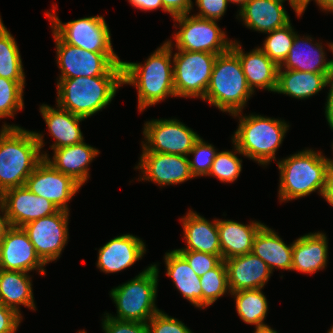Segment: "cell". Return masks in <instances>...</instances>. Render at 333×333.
<instances>
[{
    "label": "cell",
    "mask_w": 333,
    "mask_h": 333,
    "mask_svg": "<svg viewBox=\"0 0 333 333\" xmlns=\"http://www.w3.org/2000/svg\"><path fill=\"white\" fill-rule=\"evenodd\" d=\"M51 20L53 32L65 43L89 52L114 53L109 28L103 16L84 17L62 23L58 16L46 12Z\"/></svg>",
    "instance_id": "10"
},
{
    "label": "cell",
    "mask_w": 333,
    "mask_h": 333,
    "mask_svg": "<svg viewBox=\"0 0 333 333\" xmlns=\"http://www.w3.org/2000/svg\"><path fill=\"white\" fill-rule=\"evenodd\" d=\"M227 4V0H196V5L200 9L196 17L218 20L224 15Z\"/></svg>",
    "instance_id": "42"
},
{
    "label": "cell",
    "mask_w": 333,
    "mask_h": 333,
    "mask_svg": "<svg viewBox=\"0 0 333 333\" xmlns=\"http://www.w3.org/2000/svg\"><path fill=\"white\" fill-rule=\"evenodd\" d=\"M179 22L180 31L175 34L176 48L192 52L222 54L231 48L232 41L217 26L216 20H209L189 14L173 17Z\"/></svg>",
    "instance_id": "11"
},
{
    "label": "cell",
    "mask_w": 333,
    "mask_h": 333,
    "mask_svg": "<svg viewBox=\"0 0 333 333\" xmlns=\"http://www.w3.org/2000/svg\"><path fill=\"white\" fill-rule=\"evenodd\" d=\"M178 252L186 259L189 266L199 277L214 269L223 261L221 255H213L199 251Z\"/></svg>",
    "instance_id": "39"
},
{
    "label": "cell",
    "mask_w": 333,
    "mask_h": 333,
    "mask_svg": "<svg viewBox=\"0 0 333 333\" xmlns=\"http://www.w3.org/2000/svg\"><path fill=\"white\" fill-rule=\"evenodd\" d=\"M59 79L95 76H123L122 61L116 53L89 52L63 42L54 32Z\"/></svg>",
    "instance_id": "8"
},
{
    "label": "cell",
    "mask_w": 333,
    "mask_h": 333,
    "mask_svg": "<svg viewBox=\"0 0 333 333\" xmlns=\"http://www.w3.org/2000/svg\"><path fill=\"white\" fill-rule=\"evenodd\" d=\"M285 0H248L239 15L250 29L269 33L290 23L283 7Z\"/></svg>",
    "instance_id": "21"
},
{
    "label": "cell",
    "mask_w": 333,
    "mask_h": 333,
    "mask_svg": "<svg viewBox=\"0 0 333 333\" xmlns=\"http://www.w3.org/2000/svg\"><path fill=\"white\" fill-rule=\"evenodd\" d=\"M147 323L149 333H192L181 321L157 312Z\"/></svg>",
    "instance_id": "40"
},
{
    "label": "cell",
    "mask_w": 333,
    "mask_h": 333,
    "mask_svg": "<svg viewBox=\"0 0 333 333\" xmlns=\"http://www.w3.org/2000/svg\"><path fill=\"white\" fill-rule=\"evenodd\" d=\"M255 333H277V331L271 329L267 325H264V326L256 327Z\"/></svg>",
    "instance_id": "51"
},
{
    "label": "cell",
    "mask_w": 333,
    "mask_h": 333,
    "mask_svg": "<svg viewBox=\"0 0 333 333\" xmlns=\"http://www.w3.org/2000/svg\"><path fill=\"white\" fill-rule=\"evenodd\" d=\"M21 271L0 269V302L19 312V304L36 309L32 293L31 278Z\"/></svg>",
    "instance_id": "31"
},
{
    "label": "cell",
    "mask_w": 333,
    "mask_h": 333,
    "mask_svg": "<svg viewBox=\"0 0 333 333\" xmlns=\"http://www.w3.org/2000/svg\"><path fill=\"white\" fill-rule=\"evenodd\" d=\"M21 317V314L0 302V333H15Z\"/></svg>",
    "instance_id": "43"
},
{
    "label": "cell",
    "mask_w": 333,
    "mask_h": 333,
    "mask_svg": "<svg viewBox=\"0 0 333 333\" xmlns=\"http://www.w3.org/2000/svg\"><path fill=\"white\" fill-rule=\"evenodd\" d=\"M129 2L141 10H155L161 7L163 9L162 0H129Z\"/></svg>",
    "instance_id": "45"
},
{
    "label": "cell",
    "mask_w": 333,
    "mask_h": 333,
    "mask_svg": "<svg viewBox=\"0 0 333 333\" xmlns=\"http://www.w3.org/2000/svg\"><path fill=\"white\" fill-rule=\"evenodd\" d=\"M228 1L232 2V3L240 4L241 5L240 9H241L248 0H227V2Z\"/></svg>",
    "instance_id": "52"
},
{
    "label": "cell",
    "mask_w": 333,
    "mask_h": 333,
    "mask_svg": "<svg viewBox=\"0 0 333 333\" xmlns=\"http://www.w3.org/2000/svg\"><path fill=\"white\" fill-rule=\"evenodd\" d=\"M57 107L88 118L107 106L123 76H95L59 79Z\"/></svg>",
    "instance_id": "3"
},
{
    "label": "cell",
    "mask_w": 333,
    "mask_h": 333,
    "mask_svg": "<svg viewBox=\"0 0 333 333\" xmlns=\"http://www.w3.org/2000/svg\"><path fill=\"white\" fill-rule=\"evenodd\" d=\"M145 251L139 238L130 234L117 236L99 249L97 266L103 272L116 273L141 259Z\"/></svg>",
    "instance_id": "19"
},
{
    "label": "cell",
    "mask_w": 333,
    "mask_h": 333,
    "mask_svg": "<svg viewBox=\"0 0 333 333\" xmlns=\"http://www.w3.org/2000/svg\"><path fill=\"white\" fill-rule=\"evenodd\" d=\"M262 226L260 222L244 225L232 220H217L222 259L251 253L254 237Z\"/></svg>",
    "instance_id": "25"
},
{
    "label": "cell",
    "mask_w": 333,
    "mask_h": 333,
    "mask_svg": "<svg viewBox=\"0 0 333 333\" xmlns=\"http://www.w3.org/2000/svg\"><path fill=\"white\" fill-rule=\"evenodd\" d=\"M171 48L172 42H165L144 65L122 61L123 84L137 87L139 111L159 103L169 95L176 96L173 66H170Z\"/></svg>",
    "instance_id": "2"
},
{
    "label": "cell",
    "mask_w": 333,
    "mask_h": 333,
    "mask_svg": "<svg viewBox=\"0 0 333 333\" xmlns=\"http://www.w3.org/2000/svg\"><path fill=\"white\" fill-rule=\"evenodd\" d=\"M330 87L329 93H328V100L325 108V114L327 121L329 123V126L333 130V78L329 80L328 82Z\"/></svg>",
    "instance_id": "46"
},
{
    "label": "cell",
    "mask_w": 333,
    "mask_h": 333,
    "mask_svg": "<svg viewBox=\"0 0 333 333\" xmlns=\"http://www.w3.org/2000/svg\"><path fill=\"white\" fill-rule=\"evenodd\" d=\"M239 123L232 139L237 152L261 165L275 160V152L289 126L284 121L261 115L241 117Z\"/></svg>",
    "instance_id": "6"
},
{
    "label": "cell",
    "mask_w": 333,
    "mask_h": 333,
    "mask_svg": "<svg viewBox=\"0 0 333 333\" xmlns=\"http://www.w3.org/2000/svg\"><path fill=\"white\" fill-rule=\"evenodd\" d=\"M310 41L311 38L306 37L303 41L296 34L289 54L279 67L312 73H333V60L326 62L322 46L319 43L309 45Z\"/></svg>",
    "instance_id": "24"
},
{
    "label": "cell",
    "mask_w": 333,
    "mask_h": 333,
    "mask_svg": "<svg viewBox=\"0 0 333 333\" xmlns=\"http://www.w3.org/2000/svg\"><path fill=\"white\" fill-rule=\"evenodd\" d=\"M9 226L23 227L28 222L56 213L59 209L50 201L32 193L25 185L0 195Z\"/></svg>",
    "instance_id": "16"
},
{
    "label": "cell",
    "mask_w": 333,
    "mask_h": 333,
    "mask_svg": "<svg viewBox=\"0 0 333 333\" xmlns=\"http://www.w3.org/2000/svg\"><path fill=\"white\" fill-rule=\"evenodd\" d=\"M241 162L231 151L218 152L208 176H215L222 182H233L240 175Z\"/></svg>",
    "instance_id": "37"
},
{
    "label": "cell",
    "mask_w": 333,
    "mask_h": 333,
    "mask_svg": "<svg viewBox=\"0 0 333 333\" xmlns=\"http://www.w3.org/2000/svg\"><path fill=\"white\" fill-rule=\"evenodd\" d=\"M236 296V309L243 322L264 326L268 304L261 289L240 290L231 293Z\"/></svg>",
    "instance_id": "33"
},
{
    "label": "cell",
    "mask_w": 333,
    "mask_h": 333,
    "mask_svg": "<svg viewBox=\"0 0 333 333\" xmlns=\"http://www.w3.org/2000/svg\"><path fill=\"white\" fill-rule=\"evenodd\" d=\"M0 210H1V212H4V215L2 217L0 216V236H3L5 233V230L9 227V224H8L7 218H6L5 207H4V204L1 199H0Z\"/></svg>",
    "instance_id": "49"
},
{
    "label": "cell",
    "mask_w": 333,
    "mask_h": 333,
    "mask_svg": "<svg viewBox=\"0 0 333 333\" xmlns=\"http://www.w3.org/2000/svg\"><path fill=\"white\" fill-rule=\"evenodd\" d=\"M143 152H157L188 156L198 134L177 119L152 120L145 124Z\"/></svg>",
    "instance_id": "12"
},
{
    "label": "cell",
    "mask_w": 333,
    "mask_h": 333,
    "mask_svg": "<svg viewBox=\"0 0 333 333\" xmlns=\"http://www.w3.org/2000/svg\"><path fill=\"white\" fill-rule=\"evenodd\" d=\"M280 170V200L305 197L315 190L322 195L331 160L313 150H303L277 163Z\"/></svg>",
    "instance_id": "4"
},
{
    "label": "cell",
    "mask_w": 333,
    "mask_h": 333,
    "mask_svg": "<svg viewBox=\"0 0 333 333\" xmlns=\"http://www.w3.org/2000/svg\"><path fill=\"white\" fill-rule=\"evenodd\" d=\"M44 265L24 229L9 226L1 238L0 269L21 272L37 269L44 275Z\"/></svg>",
    "instance_id": "15"
},
{
    "label": "cell",
    "mask_w": 333,
    "mask_h": 333,
    "mask_svg": "<svg viewBox=\"0 0 333 333\" xmlns=\"http://www.w3.org/2000/svg\"><path fill=\"white\" fill-rule=\"evenodd\" d=\"M278 69L275 92L287 94L297 99H304L322 90L333 78V73H312L298 70Z\"/></svg>",
    "instance_id": "29"
},
{
    "label": "cell",
    "mask_w": 333,
    "mask_h": 333,
    "mask_svg": "<svg viewBox=\"0 0 333 333\" xmlns=\"http://www.w3.org/2000/svg\"><path fill=\"white\" fill-rule=\"evenodd\" d=\"M0 133V195L25 185L43 159V136L15 125H3Z\"/></svg>",
    "instance_id": "1"
},
{
    "label": "cell",
    "mask_w": 333,
    "mask_h": 333,
    "mask_svg": "<svg viewBox=\"0 0 333 333\" xmlns=\"http://www.w3.org/2000/svg\"><path fill=\"white\" fill-rule=\"evenodd\" d=\"M225 261L228 273L229 292L262 289L272 271L252 252L234 256Z\"/></svg>",
    "instance_id": "18"
},
{
    "label": "cell",
    "mask_w": 333,
    "mask_h": 333,
    "mask_svg": "<svg viewBox=\"0 0 333 333\" xmlns=\"http://www.w3.org/2000/svg\"><path fill=\"white\" fill-rule=\"evenodd\" d=\"M328 245L323 233L306 234L293 242L291 270L314 273L326 266Z\"/></svg>",
    "instance_id": "26"
},
{
    "label": "cell",
    "mask_w": 333,
    "mask_h": 333,
    "mask_svg": "<svg viewBox=\"0 0 333 333\" xmlns=\"http://www.w3.org/2000/svg\"><path fill=\"white\" fill-rule=\"evenodd\" d=\"M158 270L156 264L151 265L133 280L112 289L110 295L118 314L116 317L109 316L113 319L148 323L160 311L155 306Z\"/></svg>",
    "instance_id": "7"
},
{
    "label": "cell",
    "mask_w": 333,
    "mask_h": 333,
    "mask_svg": "<svg viewBox=\"0 0 333 333\" xmlns=\"http://www.w3.org/2000/svg\"><path fill=\"white\" fill-rule=\"evenodd\" d=\"M139 167L141 168L143 180H151L161 186L178 184L193 178L190 171L189 159L187 156L143 152L140 157Z\"/></svg>",
    "instance_id": "17"
},
{
    "label": "cell",
    "mask_w": 333,
    "mask_h": 333,
    "mask_svg": "<svg viewBox=\"0 0 333 333\" xmlns=\"http://www.w3.org/2000/svg\"><path fill=\"white\" fill-rule=\"evenodd\" d=\"M25 186L34 194L50 200L58 209L68 211L71 200L81 185L72 177L56 170L43 158L26 179Z\"/></svg>",
    "instance_id": "14"
},
{
    "label": "cell",
    "mask_w": 333,
    "mask_h": 333,
    "mask_svg": "<svg viewBox=\"0 0 333 333\" xmlns=\"http://www.w3.org/2000/svg\"><path fill=\"white\" fill-rule=\"evenodd\" d=\"M53 150L54 156L52 160L48 158L47 154L41 155L56 170L72 177L82 186L89 177L88 164L99 154V150L87 145L83 141Z\"/></svg>",
    "instance_id": "22"
},
{
    "label": "cell",
    "mask_w": 333,
    "mask_h": 333,
    "mask_svg": "<svg viewBox=\"0 0 333 333\" xmlns=\"http://www.w3.org/2000/svg\"><path fill=\"white\" fill-rule=\"evenodd\" d=\"M58 108L56 110L48 105L40 107L41 114L49 128L50 134L56 139L55 144L51 148L59 149L84 141L79 122L85 118L72 114L60 107Z\"/></svg>",
    "instance_id": "27"
},
{
    "label": "cell",
    "mask_w": 333,
    "mask_h": 333,
    "mask_svg": "<svg viewBox=\"0 0 333 333\" xmlns=\"http://www.w3.org/2000/svg\"><path fill=\"white\" fill-rule=\"evenodd\" d=\"M0 77L25 81L17 43L0 18Z\"/></svg>",
    "instance_id": "32"
},
{
    "label": "cell",
    "mask_w": 333,
    "mask_h": 333,
    "mask_svg": "<svg viewBox=\"0 0 333 333\" xmlns=\"http://www.w3.org/2000/svg\"><path fill=\"white\" fill-rule=\"evenodd\" d=\"M106 314L102 323L105 333H149L147 323L113 319Z\"/></svg>",
    "instance_id": "41"
},
{
    "label": "cell",
    "mask_w": 333,
    "mask_h": 333,
    "mask_svg": "<svg viewBox=\"0 0 333 333\" xmlns=\"http://www.w3.org/2000/svg\"><path fill=\"white\" fill-rule=\"evenodd\" d=\"M329 48L332 50V52H333V43H330L329 44Z\"/></svg>",
    "instance_id": "53"
},
{
    "label": "cell",
    "mask_w": 333,
    "mask_h": 333,
    "mask_svg": "<svg viewBox=\"0 0 333 333\" xmlns=\"http://www.w3.org/2000/svg\"><path fill=\"white\" fill-rule=\"evenodd\" d=\"M231 49L238 55L247 84L253 93L254 87L275 92L279 69L275 62L260 48L244 54L241 45L232 42Z\"/></svg>",
    "instance_id": "20"
},
{
    "label": "cell",
    "mask_w": 333,
    "mask_h": 333,
    "mask_svg": "<svg viewBox=\"0 0 333 333\" xmlns=\"http://www.w3.org/2000/svg\"><path fill=\"white\" fill-rule=\"evenodd\" d=\"M322 196L333 206V167L330 166Z\"/></svg>",
    "instance_id": "47"
},
{
    "label": "cell",
    "mask_w": 333,
    "mask_h": 333,
    "mask_svg": "<svg viewBox=\"0 0 333 333\" xmlns=\"http://www.w3.org/2000/svg\"><path fill=\"white\" fill-rule=\"evenodd\" d=\"M252 253L264 261L269 269L291 270L293 243L287 246L272 229L263 225L253 240Z\"/></svg>",
    "instance_id": "28"
},
{
    "label": "cell",
    "mask_w": 333,
    "mask_h": 333,
    "mask_svg": "<svg viewBox=\"0 0 333 333\" xmlns=\"http://www.w3.org/2000/svg\"><path fill=\"white\" fill-rule=\"evenodd\" d=\"M68 215L69 211L59 209L52 215L33 220L22 227L45 264L58 259L67 242Z\"/></svg>",
    "instance_id": "13"
},
{
    "label": "cell",
    "mask_w": 333,
    "mask_h": 333,
    "mask_svg": "<svg viewBox=\"0 0 333 333\" xmlns=\"http://www.w3.org/2000/svg\"><path fill=\"white\" fill-rule=\"evenodd\" d=\"M252 93L238 55L231 48L218 54L203 100L237 116Z\"/></svg>",
    "instance_id": "5"
},
{
    "label": "cell",
    "mask_w": 333,
    "mask_h": 333,
    "mask_svg": "<svg viewBox=\"0 0 333 333\" xmlns=\"http://www.w3.org/2000/svg\"><path fill=\"white\" fill-rule=\"evenodd\" d=\"M328 333H333V326H332V328L329 330Z\"/></svg>",
    "instance_id": "54"
},
{
    "label": "cell",
    "mask_w": 333,
    "mask_h": 333,
    "mask_svg": "<svg viewBox=\"0 0 333 333\" xmlns=\"http://www.w3.org/2000/svg\"><path fill=\"white\" fill-rule=\"evenodd\" d=\"M310 0H308V3ZM315 2L325 11L333 12V0H315Z\"/></svg>",
    "instance_id": "50"
},
{
    "label": "cell",
    "mask_w": 333,
    "mask_h": 333,
    "mask_svg": "<svg viewBox=\"0 0 333 333\" xmlns=\"http://www.w3.org/2000/svg\"><path fill=\"white\" fill-rule=\"evenodd\" d=\"M295 35L289 23L282 28L269 32V36L260 49L270 60L280 66L290 52Z\"/></svg>",
    "instance_id": "34"
},
{
    "label": "cell",
    "mask_w": 333,
    "mask_h": 333,
    "mask_svg": "<svg viewBox=\"0 0 333 333\" xmlns=\"http://www.w3.org/2000/svg\"><path fill=\"white\" fill-rule=\"evenodd\" d=\"M181 219L187 247L184 249H176L177 251H199L213 255H221L217 219L211 223L191 210Z\"/></svg>",
    "instance_id": "23"
},
{
    "label": "cell",
    "mask_w": 333,
    "mask_h": 333,
    "mask_svg": "<svg viewBox=\"0 0 333 333\" xmlns=\"http://www.w3.org/2000/svg\"><path fill=\"white\" fill-rule=\"evenodd\" d=\"M25 81H14L0 77V119L13 117L17 110L23 109V88Z\"/></svg>",
    "instance_id": "36"
},
{
    "label": "cell",
    "mask_w": 333,
    "mask_h": 333,
    "mask_svg": "<svg viewBox=\"0 0 333 333\" xmlns=\"http://www.w3.org/2000/svg\"><path fill=\"white\" fill-rule=\"evenodd\" d=\"M290 2V5L294 8L296 11V14L298 16H301L302 13L305 11L308 0H288Z\"/></svg>",
    "instance_id": "48"
},
{
    "label": "cell",
    "mask_w": 333,
    "mask_h": 333,
    "mask_svg": "<svg viewBox=\"0 0 333 333\" xmlns=\"http://www.w3.org/2000/svg\"><path fill=\"white\" fill-rule=\"evenodd\" d=\"M167 276L171 277L184 298L202 308L200 277L192 270L186 259L177 251L165 253Z\"/></svg>",
    "instance_id": "30"
},
{
    "label": "cell",
    "mask_w": 333,
    "mask_h": 333,
    "mask_svg": "<svg viewBox=\"0 0 333 333\" xmlns=\"http://www.w3.org/2000/svg\"><path fill=\"white\" fill-rule=\"evenodd\" d=\"M163 10L173 17L183 14H190L192 9L191 0H162Z\"/></svg>",
    "instance_id": "44"
},
{
    "label": "cell",
    "mask_w": 333,
    "mask_h": 333,
    "mask_svg": "<svg viewBox=\"0 0 333 333\" xmlns=\"http://www.w3.org/2000/svg\"><path fill=\"white\" fill-rule=\"evenodd\" d=\"M178 51L173 58L176 96L203 99L217 55L207 52Z\"/></svg>",
    "instance_id": "9"
},
{
    "label": "cell",
    "mask_w": 333,
    "mask_h": 333,
    "mask_svg": "<svg viewBox=\"0 0 333 333\" xmlns=\"http://www.w3.org/2000/svg\"><path fill=\"white\" fill-rule=\"evenodd\" d=\"M202 286V307L212 305L229 289L225 261L200 277Z\"/></svg>",
    "instance_id": "35"
},
{
    "label": "cell",
    "mask_w": 333,
    "mask_h": 333,
    "mask_svg": "<svg viewBox=\"0 0 333 333\" xmlns=\"http://www.w3.org/2000/svg\"><path fill=\"white\" fill-rule=\"evenodd\" d=\"M1 238H2V236H0V250H1Z\"/></svg>",
    "instance_id": "55"
},
{
    "label": "cell",
    "mask_w": 333,
    "mask_h": 333,
    "mask_svg": "<svg viewBox=\"0 0 333 333\" xmlns=\"http://www.w3.org/2000/svg\"><path fill=\"white\" fill-rule=\"evenodd\" d=\"M216 150L211 144H207L199 138L189 154H194L193 161L189 159L190 171L193 177L207 176L216 157Z\"/></svg>",
    "instance_id": "38"
}]
</instances>
